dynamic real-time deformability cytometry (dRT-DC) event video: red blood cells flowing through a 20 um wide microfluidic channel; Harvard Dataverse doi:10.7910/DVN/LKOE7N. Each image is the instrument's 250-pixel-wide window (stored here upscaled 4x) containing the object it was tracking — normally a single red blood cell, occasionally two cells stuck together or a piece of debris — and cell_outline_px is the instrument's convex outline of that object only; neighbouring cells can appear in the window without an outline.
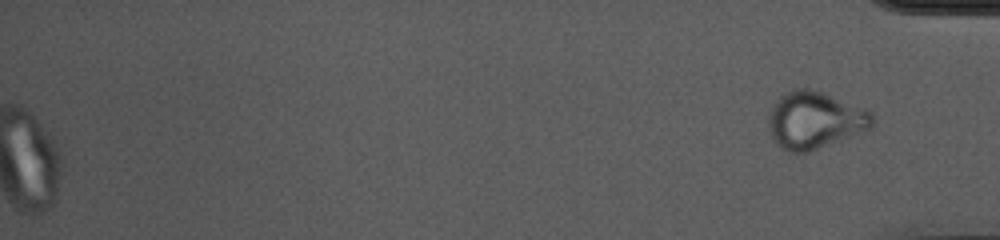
{"species": "common noctule bat (a hibernating species)", "species_latin": "Nyctalus noctula", "temperature_condition": "cold", "stored_images_in_passage": 54, "segment_of_instrument_passage": [2, 2], "camera_frame_rate_fps": 3000, "um_per_image_px": 0.085, "animal": {"sex": "female", "body_mass_g": 10.0, "forearm_length_mm": 53.1}, "frame": {"image": 1, "passage_image": 54, "time_ms": 17.667, "image_size_px": [1000, 240], "cell_outline_px": [[872, 128], [808, 152], [788, 152], [776, 144], [768, 128], [768, 116], [776, 100], [780, 96], [792, 88], [808, 88], [824, 92], [868, 112], [872, 116]], "centroid_in_image_um": [69.18, 10.21], "position_along_channel_um": 366.0, "area_um2": 34.04}}